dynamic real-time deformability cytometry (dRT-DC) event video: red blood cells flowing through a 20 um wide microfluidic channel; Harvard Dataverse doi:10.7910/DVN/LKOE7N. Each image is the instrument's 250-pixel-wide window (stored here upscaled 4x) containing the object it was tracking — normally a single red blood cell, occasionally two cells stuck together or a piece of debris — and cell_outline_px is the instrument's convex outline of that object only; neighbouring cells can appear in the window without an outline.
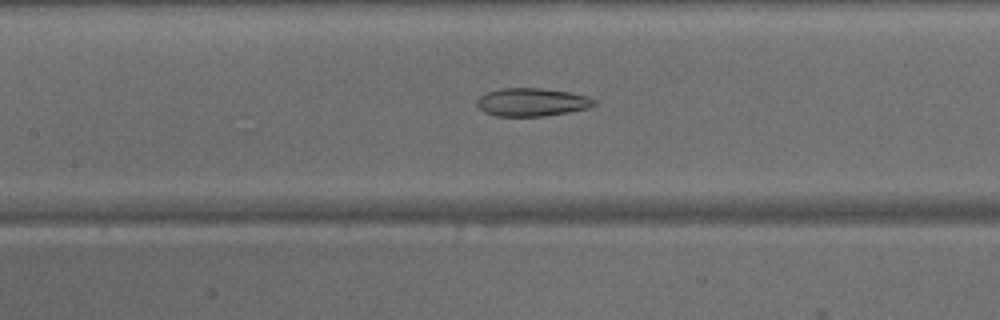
{"species": "common noctule bat (a hibernating species)", "species_latin": "Nyctalus noctula", "temperature_condition": "warm", "stored_images_in_passage": 41, "camera_frame_rate_fps": 3000, "um_per_image_px": 0.085, "animal": {"sex": "male", "body_mass_g": 15.6}, "frame": {"image": 1, "passage_image": 16, "time_ms": 5.0, "image_size_px": [1000, 320], "cell_outline_px": [[596, 104], [588, 108], [568, 112], [540, 116], [496, 116], [484, 112], [476, 104], [476, 100], [480, 96], [488, 92], [500, 88], [544, 88], [568, 92], [588, 96], [596, 100]], "centroid_in_image_um": [45.2, 8.68], "position_along_channel_um": 162.2, "area_um2": 19.19}}
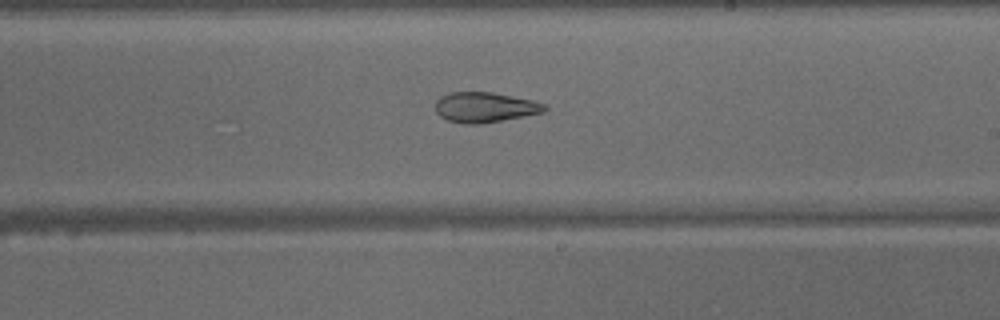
{"frame": {"image": 2, "passage_image": 22, "time_ms": 7.0, "image_size_px": [1000, 320], "cell_outline_px": [[548, 108], [544, 112], [524, 116], [480, 124], [464, 124], [448, 120], [440, 116], [436, 112], [436, 100], [440, 96], [448, 92], [492, 92], [532, 100], [548, 104]], "centroid_in_image_um": [41.22, 9.11], "position_along_channel_um": 247.8, "area_um2": 19.31}}
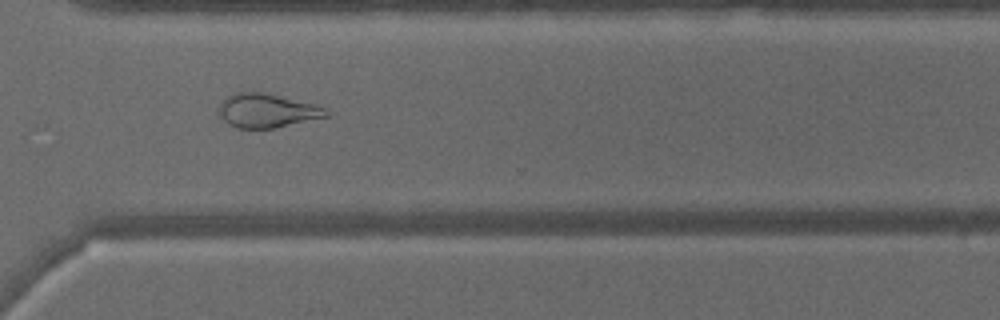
{"frame": {"image": 3, "passage_image": 29, "time_ms": 9.333, "image_size_px": [1000, 320], "cell_outline_px": [[332, 112], [328, 116], [272, 128], [236, 128], [228, 124], [216, 112], [216, 108], [220, 100], [232, 92], [264, 92], [312, 104], [324, 108]], "centroid_in_image_um": [22.59, 9.39], "position_along_channel_um": 348.0, "area_um2": 21.33}}